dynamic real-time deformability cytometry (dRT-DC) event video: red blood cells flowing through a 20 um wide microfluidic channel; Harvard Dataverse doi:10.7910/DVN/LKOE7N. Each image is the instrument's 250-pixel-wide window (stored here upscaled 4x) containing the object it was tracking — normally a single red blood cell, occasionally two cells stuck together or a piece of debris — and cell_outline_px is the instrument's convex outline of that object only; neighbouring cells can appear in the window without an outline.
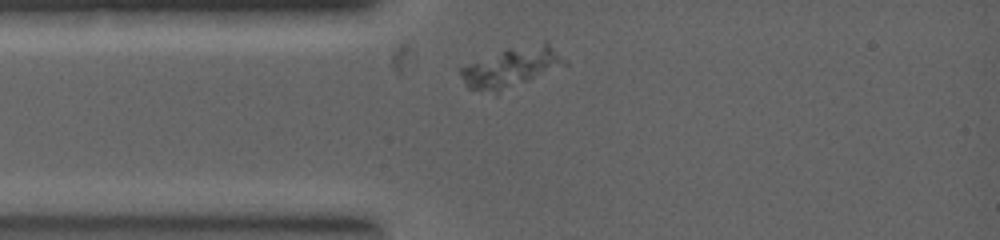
{"species": "common noctule bat (a hibernating species)", "species_latin": "Nyctalus noctula", "temperature_condition": "warm", "stored_images_in_passage": 1, "camera_frame_rate_fps": 5000, "um_per_image_px": 0.085, "animal": {"sex": "female", "body_mass_g": 19.0, "forearm_length_mm": 53.3}, "frame": {"image": 1, "passage_image": 1, "time_ms": 0.0, "image_size_px": [1000, 240], "cell_outline_px": [[568, 64], [496, 96], [468, 88], [460, 72], [460, 68], [508, 48], [544, 40], [548, 40]], "centroid_in_image_um": [43.53, 5.75], "position_along_channel_um": 41.5, "area_um2": 24.62}}